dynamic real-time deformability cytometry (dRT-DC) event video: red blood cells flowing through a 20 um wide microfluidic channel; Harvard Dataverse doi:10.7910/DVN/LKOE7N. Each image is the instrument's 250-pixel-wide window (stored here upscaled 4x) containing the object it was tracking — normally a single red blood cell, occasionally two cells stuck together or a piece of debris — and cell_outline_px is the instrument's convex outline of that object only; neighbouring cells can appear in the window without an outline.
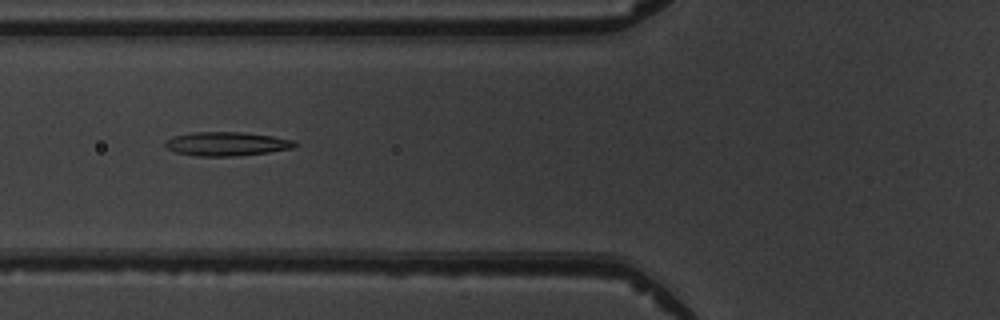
{"species": "common noctule bat (a hibernating species)", "species_latin": "Nyctalus noctula", "temperature_condition": "warm", "stored_images_in_passage": 9, "camera_frame_rate_fps": 3000, "um_per_image_px": 0.085, "animal": {"sex": "male", "body_mass_g": 19.5, "forearm_length_mm": 54.6}, "frame": {"image": 1, "passage_image": 6, "time_ms": 6.667, "image_size_px": [1000, 320], "cell_outline_px": [[300, 144], [292, 148], [268, 152], [236, 156], [196, 156], [176, 152], [168, 148], [164, 144], [164, 140], [172, 136], [192, 132], [240, 132], [272, 136], [296, 140]], "centroid_in_image_um": [19.27, 12.22], "position_along_channel_um": 106.5, "area_um2": 18.15}}
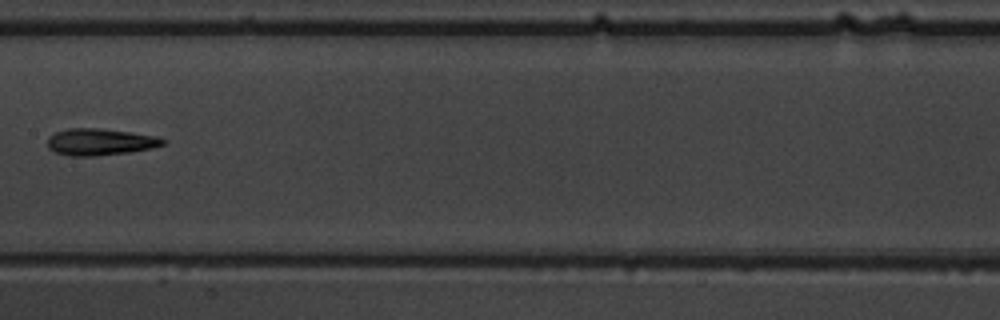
{"frame": {"image": 2, "passage_image": 8, "time_ms": 9.0, "image_size_px": [1000, 320], "cell_outline_px": [[168, 140], [164, 144], [152, 148], [128, 152], [96, 156], [68, 156], [56, 152], [48, 148], [48, 136], [56, 132], [68, 128], [100, 128], [156, 136]], "centroid_in_image_um": [8.49, 12.06], "position_along_channel_um": 198.9, "area_um2": 17.98}}
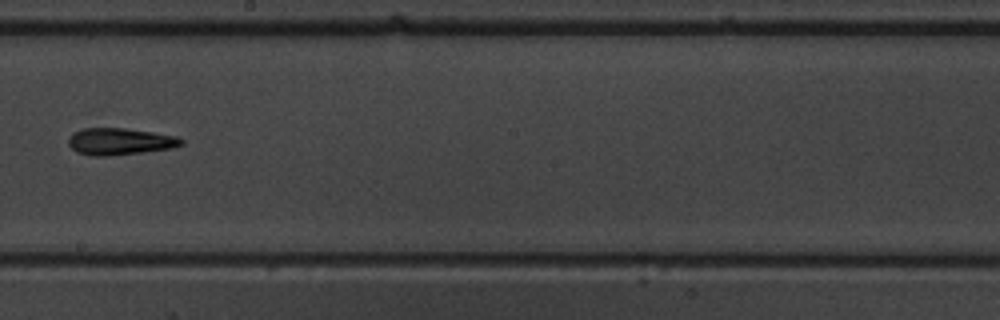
{"frame": {"image": 3, "passage_image": 9, "time_ms": 10.0, "image_size_px": [1000, 320], "cell_outline_px": [[184, 144], [172, 148], [144, 152], [108, 156], [88, 156], [76, 152], [68, 144], [68, 140], [76, 132], [84, 128], [124, 128], [152, 132], [176, 136], [184, 140]], "centroid_in_image_um": [10.21, 12.04], "position_along_channel_um": 238.0, "area_um2": 17.63}}